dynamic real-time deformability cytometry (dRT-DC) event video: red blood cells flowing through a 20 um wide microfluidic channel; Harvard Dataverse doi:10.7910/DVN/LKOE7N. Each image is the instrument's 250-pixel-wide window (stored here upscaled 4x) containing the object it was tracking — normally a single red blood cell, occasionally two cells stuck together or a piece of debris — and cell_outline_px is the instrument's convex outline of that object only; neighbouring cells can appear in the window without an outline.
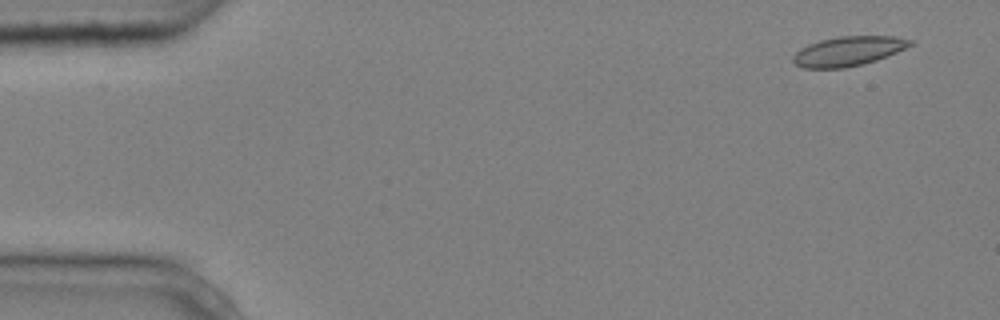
{"species": "common noctule bat (a hibernating species)", "species_latin": "Nyctalus noctula", "temperature_condition": "cold", "stored_images_in_passage": 7, "camera_frame_rate_fps": 3000, "um_per_image_px": 0.085, "animal": {"sex": "male", "body_mass_g": 20.4}, "frame": {"image": 1, "passage_image": 1, "time_ms": 0.0, "image_size_px": [1000, 320], "cell_outline_px": [[916, 40], [912, 44], [896, 52], [876, 60], [864, 64], [844, 68], [804, 68], [796, 64], [792, 60], [792, 56], [800, 48], [808, 44], [820, 40], [840, 36], [892, 36]], "centroid_in_image_um": [72.09, 4.34], "position_along_channel_um": 12.9, "area_um2": 20.11}}
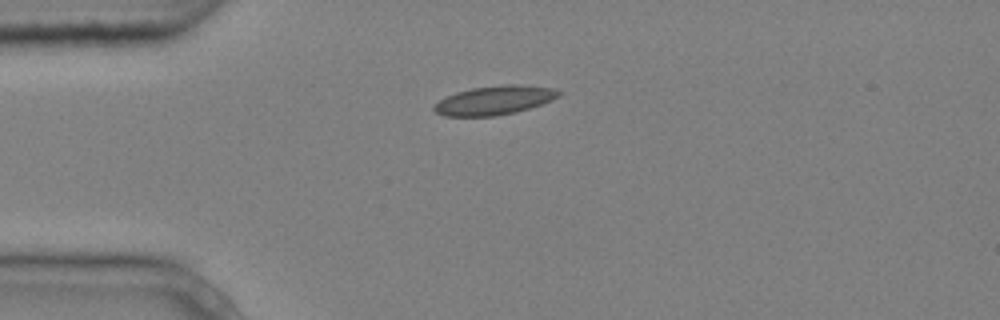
{"frame": {"image": 2, "passage_image": 3, "time_ms": 0.667, "image_size_px": [1000, 320], "cell_outline_px": [[560, 96], [552, 100], [516, 112], [496, 116], [444, 116], [436, 112], [432, 108], [444, 96], [456, 92], [472, 88], [500, 84], [520, 84], [552, 88], [560, 92]], "centroid_in_image_um": [42.0, 8.51], "position_along_channel_um": 43.0, "area_um2": 21.04}}
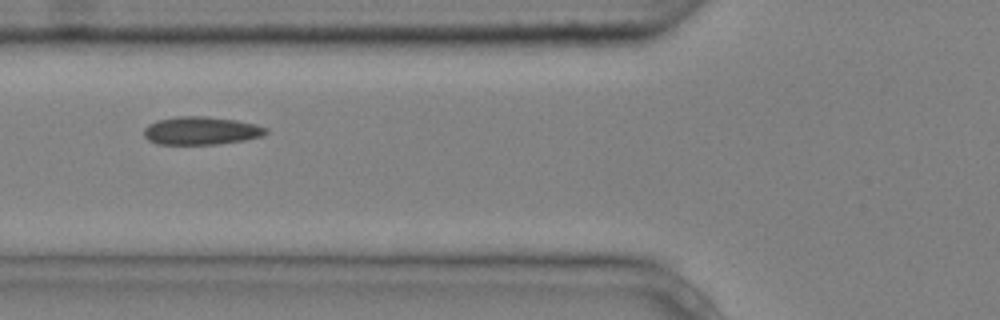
{"frame": {"image": 3, "passage_image": 5, "time_ms": 1.333, "image_size_px": [1000, 320], "cell_outline_px": [[268, 132], [264, 136], [244, 140], [220, 144], [156, 144], [148, 140], [144, 136], [144, 128], [148, 124], [156, 120], [176, 116], [204, 116], [236, 120], [256, 124], [268, 128]], "centroid_in_image_um": [17.1, 11.11], "position_along_channel_um": 108.7, "area_um2": 20.17}}